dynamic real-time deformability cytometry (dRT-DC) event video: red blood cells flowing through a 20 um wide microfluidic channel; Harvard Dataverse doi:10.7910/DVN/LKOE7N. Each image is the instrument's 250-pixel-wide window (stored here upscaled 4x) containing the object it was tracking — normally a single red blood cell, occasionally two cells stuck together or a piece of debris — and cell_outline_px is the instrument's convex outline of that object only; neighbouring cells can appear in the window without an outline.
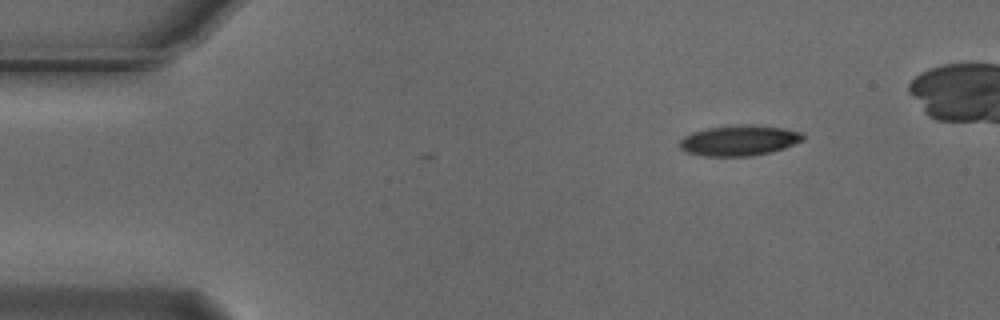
{"species": "Egyptian fruit bat (a non-hibernating species)", "species_latin": "Rousettus aegyptiacus", "temperature_condition": "cold", "stored_images_in_passage": 3, "camera_frame_rate_fps": 3000, "um_per_image_px": 0.085, "animal": {"sex": "male"}, "frame": {"image": 1, "passage_image": 1, "time_ms": 0.0, "image_size_px": [1000, 320], "cell_outline_px": [[804, 140], [784, 148], [772, 152], [748, 156], [704, 156], [688, 152], [680, 148], [680, 140], [684, 136], [692, 132], [708, 128], [740, 124], [752, 124], [784, 128], [800, 132], [804, 136]], "centroid_in_image_um": [62.84, 11.93], "position_along_channel_um": 22.2, "area_um2": 21.91}}